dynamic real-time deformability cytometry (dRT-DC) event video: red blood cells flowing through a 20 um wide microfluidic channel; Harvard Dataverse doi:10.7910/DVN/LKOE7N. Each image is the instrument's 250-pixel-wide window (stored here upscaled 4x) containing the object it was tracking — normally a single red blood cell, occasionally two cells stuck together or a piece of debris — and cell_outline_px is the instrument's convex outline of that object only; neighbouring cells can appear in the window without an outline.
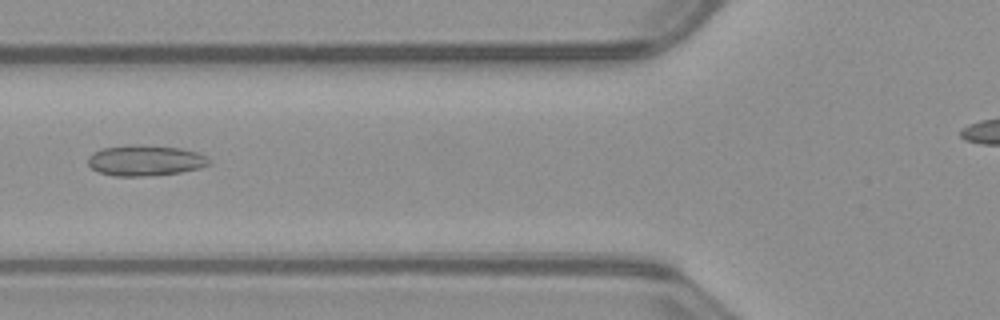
{"species": "common noctule bat (a hibernating species)", "species_latin": "Nyctalus noctula", "temperature_condition": "warm", "stored_images_in_passage": 34, "segment_of_instrument_passage": [1, 2], "camera_frame_rate_fps": 3000, "um_per_image_px": 0.085, "animal": {"sex": "male", "body_mass_g": 23.1, "forearm_length_mm": 52.7}, "frame": {"image": 1, "passage_image": 8, "time_ms": 2.333, "image_size_px": [1000, 320], "cell_outline_px": [[212, 164], [200, 168], [180, 172], [148, 176], [116, 176], [96, 172], [88, 164], [88, 156], [92, 152], [100, 148], [128, 144], [136, 144], [180, 148], [196, 152], [212, 160]], "centroid_in_image_um": [12.31, 13.63], "position_along_channel_um": 113.5, "area_um2": 21.96}}
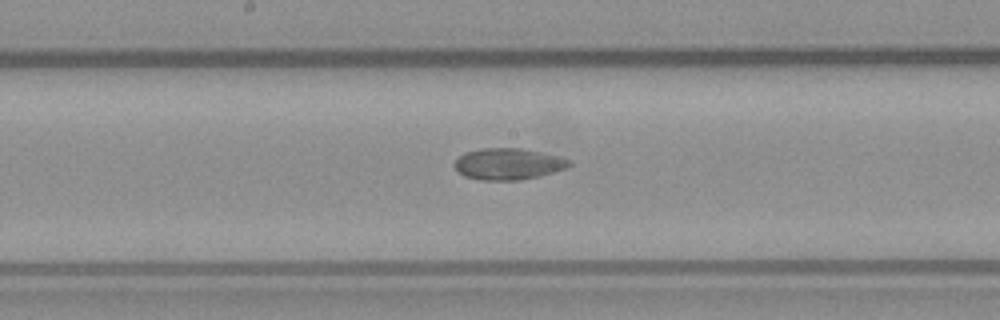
{"frame": {"image": 2, "passage_image": 15, "time_ms": 4.667, "image_size_px": [1000, 320], "cell_outline_px": [[572, 164], [568, 168], [540, 176], [520, 180], [480, 180], [464, 176], [456, 168], [456, 160], [464, 152], [484, 148], [520, 148], [560, 156], [572, 160]], "centroid_in_image_um": [43.26, 13.94], "position_along_channel_um": 204.9, "area_um2": 21.04}}
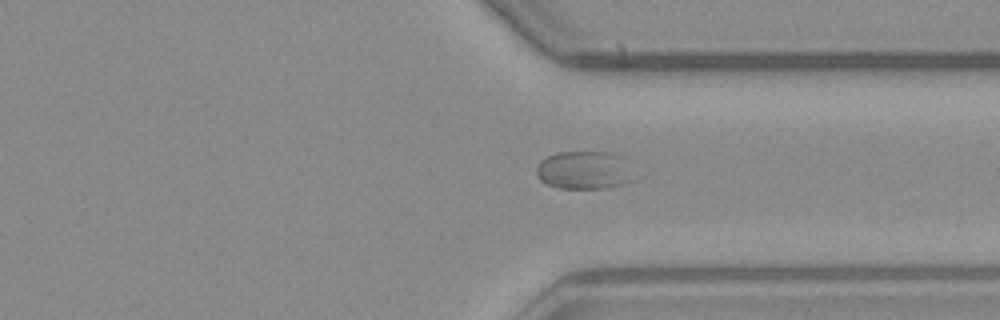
{"frame": {"image": 3, "passage_image": 27, "time_ms": 8.667, "image_size_px": [1000, 320], "cell_outline_px": [[636, 180], [624, 184], [608, 188], [560, 188], [548, 184], [540, 180], [536, 172], [536, 168], [540, 160], [548, 156], [560, 152], [608, 152], [616, 156]], "centroid_in_image_um": [49.58, 14.49], "position_along_channel_um": 361.8, "area_um2": 21.1}}